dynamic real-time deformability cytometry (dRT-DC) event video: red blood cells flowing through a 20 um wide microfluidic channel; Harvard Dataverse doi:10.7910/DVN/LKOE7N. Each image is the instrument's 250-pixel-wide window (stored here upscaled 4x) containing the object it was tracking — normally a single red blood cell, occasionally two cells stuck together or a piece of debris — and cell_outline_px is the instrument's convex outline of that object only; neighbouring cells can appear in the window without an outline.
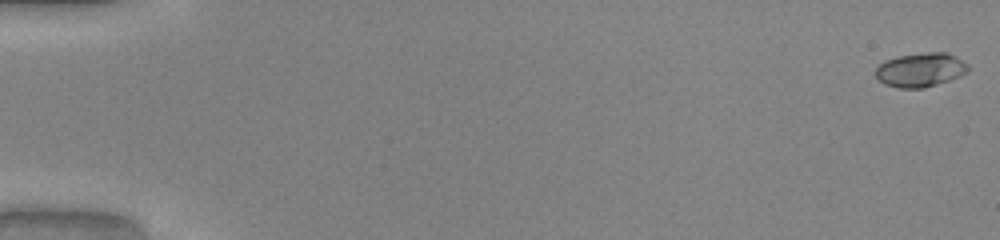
{"species": "common noctule bat (a hibernating species)", "species_latin": "Nyctalus noctula", "temperature_condition": "warm", "stored_images_in_passage": 52, "camera_frame_rate_fps": 3000, "um_per_image_px": 0.085, "animal": {"sex": "male", "body_mass_g": 20.0, "forearm_length_mm": 53.3}, "frame": {"image": 1, "passage_image": 1, "time_ms": 0.0, "image_size_px": [1000, 240], "cell_outline_px": [[968, 72], [960, 76], [924, 88], [900, 88], [884, 84], [876, 76], [876, 68], [884, 60], [896, 56], [928, 52], [948, 52], [968, 64]], "centroid_in_image_um": [78.24, 5.93], "position_along_channel_um": 6.8, "area_um2": 18.32}}
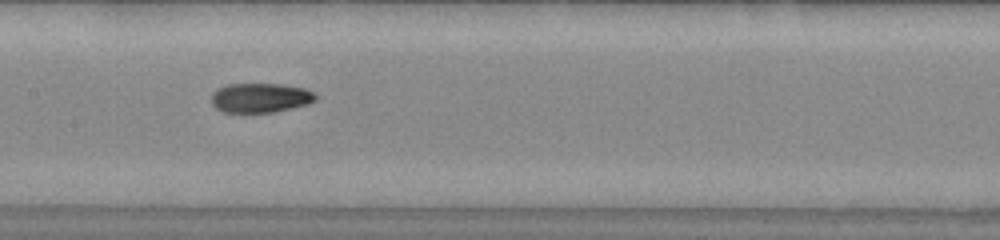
{"frame": {"image": 2, "passage_image": 27, "time_ms": 8.667, "image_size_px": [1000, 240], "cell_outline_px": [[316, 100], [308, 104], [272, 112], [224, 112], [216, 108], [212, 104], [212, 92], [228, 84], [276, 84], [304, 88], [312, 92], [316, 96]], "centroid_in_image_um": [22.11, 8.31], "position_along_channel_um": 185.3, "area_um2": 17.63}}
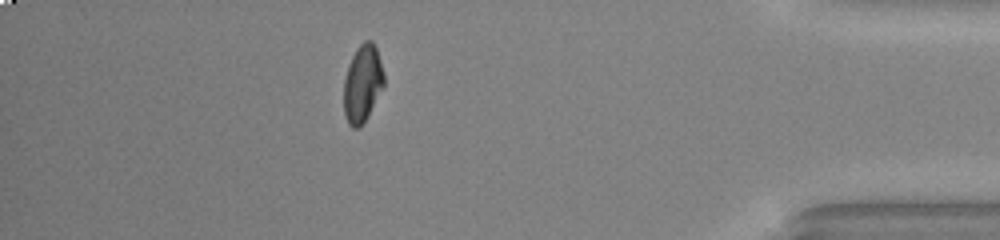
{"frame": {"image": 3, "passage_image": 46, "time_ms": 15.0, "image_size_px": [1000, 240], "cell_outline_px": [[384, 84], [368, 116], [360, 128], [352, 128], [348, 124], [344, 116], [344, 80], [348, 64], [356, 48], [364, 40], [372, 40], [376, 48], [384, 72]], "centroid_in_image_um": [30.8, 7.11], "position_along_channel_um": 404.4, "area_um2": 18.21}, "authors_computed_cell_mechanics": {"area_um2": 17.8891, "velocity_mm_per_s": 4.0975, "shape_relaxation_time_tau1_ms": 6.7903, "shape_relaxation_time_tau2_ms": 1.9874, "deformation_change_tau1": 0.2376, "deformation_change_tau2": 0.0571}}